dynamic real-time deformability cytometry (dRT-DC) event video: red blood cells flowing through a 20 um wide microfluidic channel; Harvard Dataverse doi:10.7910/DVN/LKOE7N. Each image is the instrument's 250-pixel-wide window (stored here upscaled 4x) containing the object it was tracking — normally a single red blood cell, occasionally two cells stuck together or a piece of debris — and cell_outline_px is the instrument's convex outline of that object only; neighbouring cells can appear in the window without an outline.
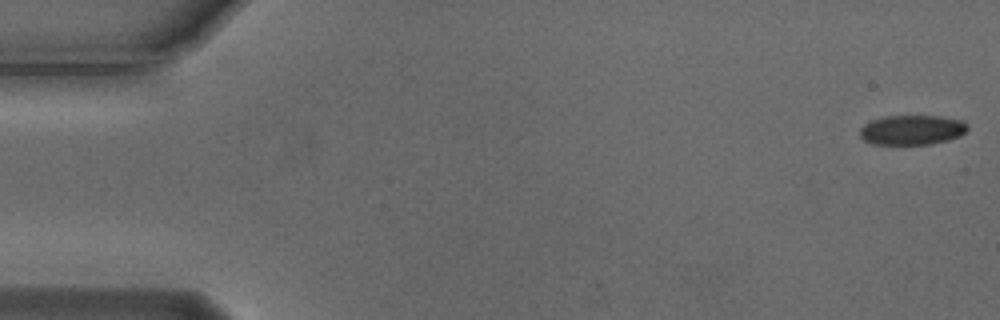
{"species": "Egyptian fruit bat (a non-hibernating species)", "species_latin": "Rousettus aegyptiacus", "temperature_condition": "cold", "stored_images_in_passage": 55, "camera_frame_rate_fps": 3000, "um_per_image_px": 0.085, "animal": {"sex": "male"}, "frame": {"image": 1, "passage_image": 1, "time_ms": 0.0, "image_size_px": [1000, 320], "cell_outline_px": [[968, 128], [960, 136], [948, 140], [928, 144], [876, 144], [864, 140], [860, 136], [860, 128], [864, 124], [872, 120], [884, 116], [940, 116], [964, 120], [968, 124]], "centroid_in_image_um": [77.54, 11.03], "position_along_channel_um": 7.5, "area_um2": 18.67}}
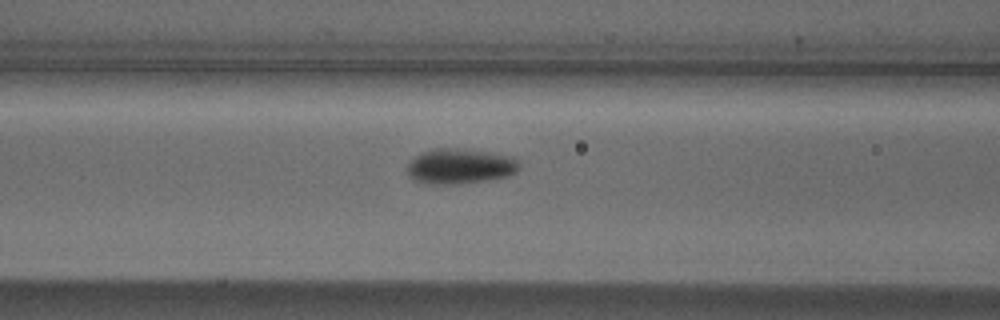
{"frame": {"image": 2, "passage_image": 22, "time_ms": 7.0, "image_size_px": [1000, 320], "cell_outline_px": [[520, 168], [516, 172], [508, 176], [484, 180], [444, 184], [432, 184], [416, 180], [408, 176], [408, 164], [416, 156], [432, 148], [456, 148], [516, 156], [520, 164]], "centroid_in_image_um": [39.15, 14.11], "position_along_channel_um": 127.5, "area_um2": 22.72}}
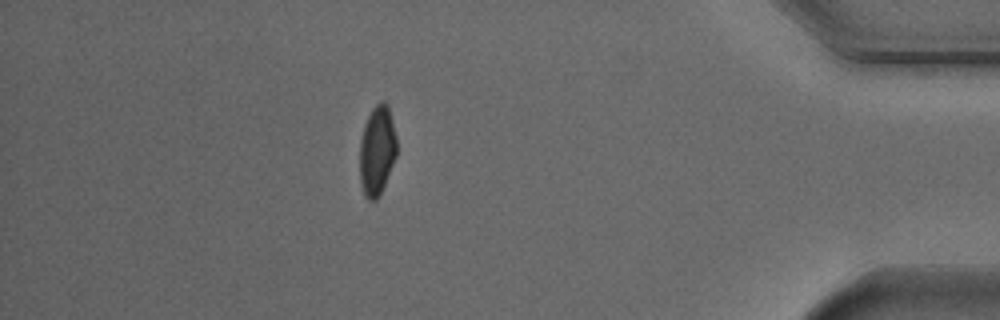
{"frame": {"image": 3, "passage_image": 48, "time_ms": 15.667, "image_size_px": [1000, 320], "cell_outline_px": [[396, 156], [380, 196], [376, 200], [368, 200], [364, 196], [360, 184], [360, 140], [364, 124], [372, 108], [380, 100], [384, 100], [388, 104], [396, 136]], "centroid_in_image_um": [32.04, 12.8], "position_along_channel_um": 403.2, "area_um2": 19.54}, "authors_computed_cell_mechanics": {"area_um2": 20.4034, "velocity_mm_per_s": 3.737, "shape_relaxation_time_tau1_ms": 5.4414, "shape_relaxation_time_tau2_ms": null, "deformation_change_tau1": 0.1247, "deformation_change_tau2": null}}